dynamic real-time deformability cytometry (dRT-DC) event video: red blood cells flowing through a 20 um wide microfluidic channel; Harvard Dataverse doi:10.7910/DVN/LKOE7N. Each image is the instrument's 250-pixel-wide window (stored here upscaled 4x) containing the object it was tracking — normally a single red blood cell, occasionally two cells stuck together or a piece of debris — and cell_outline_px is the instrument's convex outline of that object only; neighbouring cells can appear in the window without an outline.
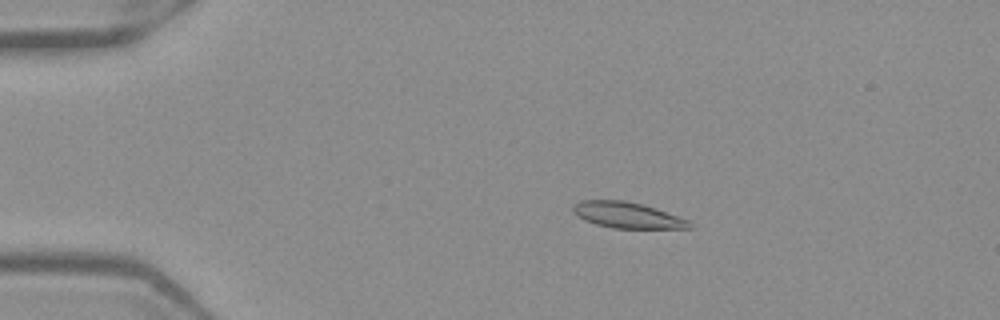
{"species": "Egyptian fruit bat (a non-hibernating species)", "species_latin": "Rousettus aegyptiacus", "temperature_condition": "warm", "stored_images_in_passage": 43, "camera_frame_rate_fps": 3000, "um_per_image_px": 0.085, "frame": {"image": 1, "passage_image": 1, "time_ms": 0.0, "image_size_px": [1000, 320], "cell_outline_px": [[692, 228], [612, 228], [596, 224], [584, 220], [576, 216], [572, 212], [572, 204], [580, 200], [624, 200], [656, 208], [688, 220], [692, 224]], "centroid_in_image_um": [53.25, 18.28], "position_along_channel_um": 31.7, "area_um2": 17.63}}
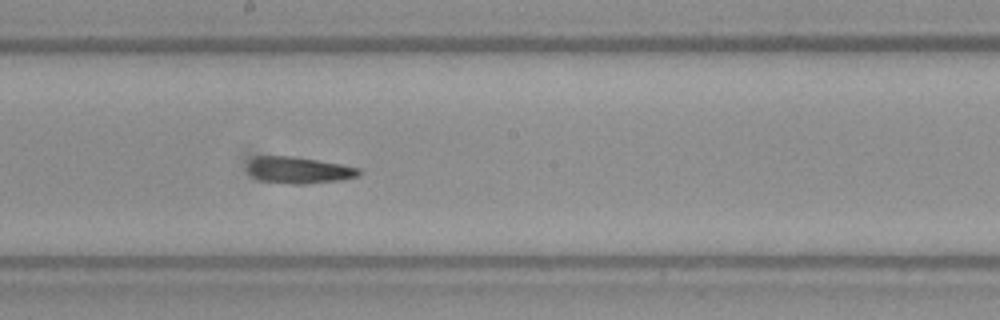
{"frame": {"image": 2, "passage_image": 20, "time_ms": 6.333, "image_size_px": [1000, 320], "cell_outline_px": [[360, 176], [344, 180], [304, 184], [288, 184], [260, 180], [252, 176], [248, 172], [248, 164], [256, 156], [292, 156], [340, 164], [360, 168]], "centroid_in_image_um": [25.42, 14.47], "position_along_channel_um": 222.8, "area_um2": 17.28}}
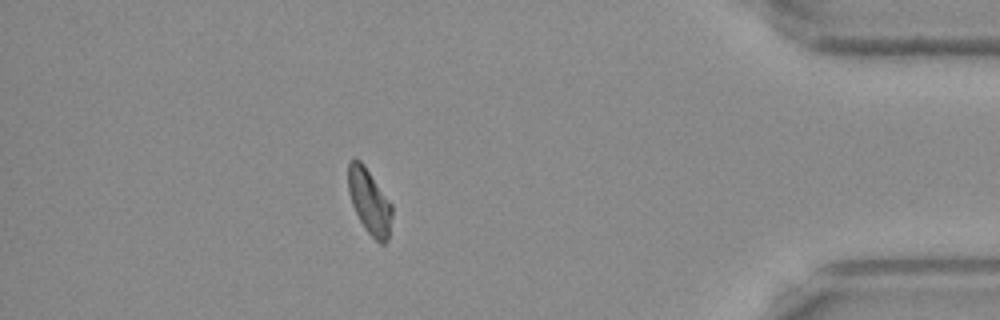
{"frame": {"image": 3, "passage_image": 37, "time_ms": 12.0, "image_size_px": [1000, 320], "cell_outline_px": [[392, 216], [388, 240], [384, 244], [380, 244], [364, 228], [352, 204], [348, 192], [348, 164], [352, 160], [360, 160], [364, 164], [392, 204]], "centroid_in_image_um": [31.41, 17.14], "position_along_channel_um": 403.8, "area_um2": 16.53}, "authors_computed_cell_mechanics": {"area_um2": 17.1088, "velocity_mm_per_s": 3.9153, "shape_relaxation_time_tau1_ms": 5.408, "shape_relaxation_time_tau2_ms": 3.2452, "deformation_change_tau1": 0.118, "deformation_change_tau2": 0.0864}}